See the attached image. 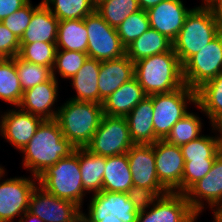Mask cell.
I'll list each match as a JSON object with an SVG mask.
<instances>
[{
    "instance_id": "ffe728a7",
    "label": "cell",
    "mask_w": 222,
    "mask_h": 222,
    "mask_svg": "<svg viewBox=\"0 0 222 222\" xmlns=\"http://www.w3.org/2000/svg\"><path fill=\"white\" fill-rule=\"evenodd\" d=\"M134 77V63L126 55L114 60L101 61L98 77L99 104Z\"/></svg>"
},
{
    "instance_id": "e0dca14e",
    "label": "cell",
    "mask_w": 222,
    "mask_h": 222,
    "mask_svg": "<svg viewBox=\"0 0 222 222\" xmlns=\"http://www.w3.org/2000/svg\"><path fill=\"white\" fill-rule=\"evenodd\" d=\"M187 9L182 0H164L147 10L150 28L166 36L172 42L183 27Z\"/></svg>"
},
{
    "instance_id": "cb8c5ba5",
    "label": "cell",
    "mask_w": 222,
    "mask_h": 222,
    "mask_svg": "<svg viewBox=\"0 0 222 222\" xmlns=\"http://www.w3.org/2000/svg\"><path fill=\"white\" fill-rule=\"evenodd\" d=\"M101 61L87 58L79 71L70 78L76 91L75 97L70 98L79 102L99 103L98 77Z\"/></svg>"
},
{
    "instance_id": "8d00e7d4",
    "label": "cell",
    "mask_w": 222,
    "mask_h": 222,
    "mask_svg": "<svg viewBox=\"0 0 222 222\" xmlns=\"http://www.w3.org/2000/svg\"><path fill=\"white\" fill-rule=\"evenodd\" d=\"M149 28L150 23L147 11L140 9L128 16L116 30L122 44L127 47Z\"/></svg>"
},
{
    "instance_id": "f35d334b",
    "label": "cell",
    "mask_w": 222,
    "mask_h": 222,
    "mask_svg": "<svg viewBox=\"0 0 222 222\" xmlns=\"http://www.w3.org/2000/svg\"><path fill=\"white\" fill-rule=\"evenodd\" d=\"M33 7L30 1L15 11L13 14L5 17L2 23L8 28L17 38L21 39L24 31L27 29L33 12L42 4Z\"/></svg>"
},
{
    "instance_id": "e575fe53",
    "label": "cell",
    "mask_w": 222,
    "mask_h": 222,
    "mask_svg": "<svg viewBox=\"0 0 222 222\" xmlns=\"http://www.w3.org/2000/svg\"><path fill=\"white\" fill-rule=\"evenodd\" d=\"M15 67L23 92L52 77V70L49 67L24 61L19 56L15 57Z\"/></svg>"
},
{
    "instance_id": "f6af8a7d",
    "label": "cell",
    "mask_w": 222,
    "mask_h": 222,
    "mask_svg": "<svg viewBox=\"0 0 222 222\" xmlns=\"http://www.w3.org/2000/svg\"><path fill=\"white\" fill-rule=\"evenodd\" d=\"M137 1H138L139 8L147 11L149 8L156 6L161 1H164V0H137Z\"/></svg>"
},
{
    "instance_id": "52a82bcc",
    "label": "cell",
    "mask_w": 222,
    "mask_h": 222,
    "mask_svg": "<svg viewBox=\"0 0 222 222\" xmlns=\"http://www.w3.org/2000/svg\"><path fill=\"white\" fill-rule=\"evenodd\" d=\"M84 22L88 32L89 58L106 61L126 55V47L122 44L117 30L110 26L96 10L88 14Z\"/></svg>"
},
{
    "instance_id": "7bdbcfd3",
    "label": "cell",
    "mask_w": 222,
    "mask_h": 222,
    "mask_svg": "<svg viewBox=\"0 0 222 222\" xmlns=\"http://www.w3.org/2000/svg\"><path fill=\"white\" fill-rule=\"evenodd\" d=\"M30 0H0V22L26 5Z\"/></svg>"
},
{
    "instance_id": "7c38bea8",
    "label": "cell",
    "mask_w": 222,
    "mask_h": 222,
    "mask_svg": "<svg viewBox=\"0 0 222 222\" xmlns=\"http://www.w3.org/2000/svg\"><path fill=\"white\" fill-rule=\"evenodd\" d=\"M28 211L43 222H81V208L72 201L47 193L42 187L34 189Z\"/></svg>"
},
{
    "instance_id": "9a60e30c",
    "label": "cell",
    "mask_w": 222,
    "mask_h": 222,
    "mask_svg": "<svg viewBox=\"0 0 222 222\" xmlns=\"http://www.w3.org/2000/svg\"><path fill=\"white\" fill-rule=\"evenodd\" d=\"M192 210L199 216L204 209L203 199L214 211L222 209V152L215 158L211 170L185 193Z\"/></svg>"
},
{
    "instance_id": "83f0119b",
    "label": "cell",
    "mask_w": 222,
    "mask_h": 222,
    "mask_svg": "<svg viewBox=\"0 0 222 222\" xmlns=\"http://www.w3.org/2000/svg\"><path fill=\"white\" fill-rule=\"evenodd\" d=\"M56 46L57 50L87 53L88 32L84 19L59 21Z\"/></svg>"
},
{
    "instance_id": "44dd1931",
    "label": "cell",
    "mask_w": 222,
    "mask_h": 222,
    "mask_svg": "<svg viewBox=\"0 0 222 222\" xmlns=\"http://www.w3.org/2000/svg\"><path fill=\"white\" fill-rule=\"evenodd\" d=\"M147 95L134 77L123 83L102 103L103 113L108 116L126 117Z\"/></svg>"
},
{
    "instance_id": "9c48e42d",
    "label": "cell",
    "mask_w": 222,
    "mask_h": 222,
    "mask_svg": "<svg viewBox=\"0 0 222 222\" xmlns=\"http://www.w3.org/2000/svg\"><path fill=\"white\" fill-rule=\"evenodd\" d=\"M133 145L126 118L104 114L86 148L94 154L111 157L127 153Z\"/></svg>"
},
{
    "instance_id": "d4e9b609",
    "label": "cell",
    "mask_w": 222,
    "mask_h": 222,
    "mask_svg": "<svg viewBox=\"0 0 222 222\" xmlns=\"http://www.w3.org/2000/svg\"><path fill=\"white\" fill-rule=\"evenodd\" d=\"M173 48V42L158 31L149 28L126 47V56L133 62L156 54L165 53Z\"/></svg>"
},
{
    "instance_id": "681fc988",
    "label": "cell",
    "mask_w": 222,
    "mask_h": 222,
    "mask_svg": "<svg viewBox=\"0 0 222 222\" xmlns=\"http://www.w3.org/2000/svg\"><path fill=\"white\" fill-rule=\"evenodd\" d=\"M102 1L104 0H93L94 6L96 7Z\"/></svg>"
},
{
    "instance_id": "ac0fdd59",
    "label": "cell",
    "mask_w": 222,
    "mask_h": 222,
    "mask_svg": "<svg viewBox=\"0 0 222 222\" xmlns=\"http://www.w3.org/2000/svg\"><path fill=\"white\" fill-rule=\"evenodd\" d=\"M133 185L151 189H166L157 177L154 143L134 144L127 152Z\"/></svg>"
},
{
    "instance_id": "74e56055",
    "label": "cell",
    "mask_w": 222,
    "mask_h": 222,
    "mask_svg": "<svg viewBox=\"0 0 222 222\" xmlns=\"http://www.w3.org/2000/svg\"><path fill=\"white\" fill-rule=\"evenodd\" d=\"M88 54L79 51L57 50L55 64L52 69V76L56 78V73L62 78H72L87 60ZM57 69V71H55Z\"/></svg>"
},
{
    "instance_id": "30bf717a",
    "label": "cell",
    "mask_w": 222,
    "mask_h": 222,
    "mask_svg": "<svg viewBox=\"0 0 222 222\" xmlns=\"http://www.w3.org/2000/svg\"><path fill=\"white\" fill-rule=\"evenodd\" d=\"M88 212L81 222H136L138 214L127 193L106 190L92 195Z\"/></svg>"
},
{
    "instance_id": "7dc6e473",
    "label": "cell",
    "mask_w": 222,
    "mask_h": 222,
    "mask_svg": "<svg viewBox=\"0 0 222 222\" xmlns=\"http://www.w3.org/2000/svg\"><path fill=\"white\" fill-rule=\"evenodd\" d=\"M213 130H217L219 132V137L222 145V114L212 123Z\"/></svg>"
},
{
    "instance_id": "ba28073f",
    "label": "cell",
    "mask_w": 222,
    "mask_h": 222,
    "mask_svg": "<svg viewBox=\"0 0 222 222\" xmlns=\"http://www.w3.org/2000/svg\"><path fill=\"white\" fill-rule=\"evenodd\" d=\"M222 72V31L182 65L185 85L197 90Z\"/></svg>"
},
{
    "instance_id": "f1b7e54d",
    "label": "cell",
    "mask_w": 222,
    "mask_h": 222,
    "mask_svg": "<svg viewBox=\"0 0 222 222\" xmlns=\"http://www.w3.org/2000/svg\"><path fill=\"white\" fill-rule=\"evenodd\" d=\"M196 105L211 124L222 114V72L196 90Z\"/></svg>"
},
{
    "instance_id": "b9f144b4",
    "label": "cell",
    "mask_w": 222,
    "mask_h": 222,
    "mask_svg": "<svg viewBox=\"0 0 222 222\" xmlns=\"http://www.w3.org/2000/svg\"><path fill=\"white\" fill-rule=\"evenodd\" d=\"M20 39L0 22V58H13L19 55Z\"/></svg>"
},
{
    "instance_id": "8992f818",
    "label": "cell",
    "mask_w": 222,
    "mask_h": 222,
    "mask_svg": "<svg viewBox=\"0 0 222 222\" xmlns=\"http://www.w3.org/2000/svg\"><path fill=\"white\" fill-rule=\"evenodd\" d=\"M153 101V128L155 142L165 140L173 125L185 115L187 104L196 105V91L187 85L167 93L149 95Z\"/></svg>"
},
{
    "instance_id": "5bb4252c",
    "label": "cell",
    "mask_w": 222,
    "mask_h": 222,
    "mask_svg": "<svg viewBox=\"0 0 222 222\" xmlns=\"http://www.w3.org/2000/svg\"><path fill=\"white\" fill-rule=\"evenodd\" d=\"M137 214L136 222H195L198 215L182 193L168 192Z\"/></svg>"
},
{
    "instance_id": "d590c367",
    "label": "cell",
    "mask_w": 222,
    "mask_h": 222,
    "mask_svg": "<svg viewBox=\"0 0 222 222\" xmlns=\"http://www.w3.org/2000/svg\"><path fill=\"white\" fill-rule=\"evenodd\" d=\"M56 51V43L33 42L30 44H20L18 56L24 61L44 65L52 70L55 64Z\"/></svg>"
},
{
    "instance_id": "6da1fadb",
    "label": "cell",
    "mask_w": 222,
    "mask_h": 222,
    "mask_svg": "<svg viewBox=\"0 0 222 222\" xmlns=\"http://www.w3.org/2000/svg\"><path fill=\"white\" fill-rule=\"evenodd\" d=\"M76 147L67 140L56 119H44L36 133L21 151L24 154L23 166L38 180L48 167L60 159L69 157Z\"/></svg>"
},
{
    "instance_id": "1f68e13d",
    "label": "cell",
    "mask_w": 222,
    "mask_h": 222,
    "mask_svg": "<svg viewBox=\"0 0 222 222\" xmlns=\"http://www.w3.org/2000/svg\"><path fill=\"white\" fill-rule=\"evenodd\" d=\"M42 2L59 21L84 19L95 10L93 0H42Z\"/></svg>"
},
{
    "instance_id": "7402d4cb",
    "label": "cell",
    "mask_w": 222,
    "mask_h": 222,
    "mask_svg": "<svg viewBox=\"0 0 222 222\" xmlns=\"http://www.w3.org/2000/svg\"><path fill=\"white\" fill-rule=\"evenodd\" d=\"M125 118L134 144L155 143L153 101L149 95L139 102Z\"/></svg>"
},
{
    "instance_id": "836d02e7",
    "label": "cell",
    "mask_w": 222,
    "mask_h": 222,
    "mask_svg": "<svg viewBox=\"0 0 222 222\" xmlns=\"http://www.w3.org/2000/svg\"><path fill=\"white\" fill-rule=\"evenodd\" d=\"M202 130V123L194 113H188L182 119L178 120L172 127L171 132L166 137L168 143L181 147L191 140L197 139Z\"/></svg>"
},
{
    "instance_id": "603a6c76",
    "label": "cell",
    "mask_w": 222,
    "mask_h": 222,
    "mask_svg": "<svg viewBox=\"0 0 222 222\" xmlns=\"http://www.w3.org/2000/svg\"><path fill=\"white\" fill-rule=\"evenodd\" d=\"M59 20L43 3L33 12L20 44L33 42L56 43Z\"/></svg>"
},
{
    "instance_id": "4316f807",
    "label": "cell",
    "mask_w": 222,
    "mask_h": 222,
    "mask_svg": "<svg viewBox=\"0 0 222 222\" xmlns=\"http://www.w3.org/2000/svg\"><path fill=\"white\" fill-rule=\"evenodd\" d=\"M79 165L84 191L99 193L103 190V175L106 157L90 152L86 147L79 148Z\"/></svg>"
},
{
    "instance_id": "d6a6232c",
    "label": "cell",
    "mask_w": 222,
    "mask_h": 222,
    "mask_svg": "<svg viewBox=\"0 0 222 222\" xmlns=\"http://www.w3.org/2000/svg\"><path fill=\"white\" fill-rule=\"evenodd\" d=\"M95 10L116 29L128 16L140 8L137 0H104L95 7Z\"/></svg>"
},
{
    "instance_id": "4dcf8cb0",
    "label": "cell",
    "mask_w": 222,
    "mask_h": 222,
    "mask_svg": "<svg viewBox=\"0 0 222 222\" xmlns=\"http://www.w3.org/2000/svg\"><path fill=\"white\" fill-rule=\"evenodd\" d=\"M184 161L193 160H215L222 152L219 136H199L189 143L181 146Z\"/></svg>"
},
{
    "instance_id": "60d3db41",
    "label": "cell",
    "mask_w": 222,
    "mask_h": 222,
    "mask_svg": "<svg viewBox=\"0 0 222 222\" xmlns=\"http://www.w3.org/2000/svg\"><path fill=\"white\" fill-rule=\"evenodd\" d=\"M215 160H193L184 161V172L182 176V194H184L193 184L211 170Z\"/></svg>"
},
{
    "instance_id": "ee69618b",
    "label": "cell",
    "mask_w": 222,
    "mask_h": 222,
    "mask_svg": "<svg viewBox=\"0 0 222 222\" xmlns=\"http://www.w3.org/2000/svg\"><path fill=\"white\" fill-rule=\"evenodd\" d=\"M205 5L210 9L222 31V0H208Z\"/></svg>"
},
{
    "instance_id": "7a4b0ae2",
    "label": "cell",
    "mask_w": 222,
    "mask_h": 222,
    "mask_svg": "<svg viewBox=\"0 0 222 222\" xmlns=\"http://www.w3.org/2000/svg\"><path fill=\"white\" fill-rule=\"evenodd\" d=\"M134 72L146 95L171 92L185 85L182 65L173 48L138 60Z\"/></svg>"
},
{
    "instance_id": "2e32d148",
    "label": "cell",
    "mask_w": 222,
    "mask_h": 222,
    "mask_svg": "<svg viewBox=\"0 0 222 222\" xmlns=\"http://www.w3.org/2000/svg\"><path fill=\"white\" fill-rule=\"evenodd\" d=\"M0 134L12 146L22 151L34 136L43 118L15 108L1 115Z\"/></svg>"
},
{
    "instance_id": "5b68a950",
    "label": "cell",
    "mask_w": 222,
    "mask_h": 222,
    "mask_svg": "<svg viewBox=\"0 0 222 222\" xmlns=\"http://www.w3.org/2000/svg\"><path fill=\"white\" fill-rule=\"evenodd\" d=\"M38 178V185L47 193L72 201L82 207L85 191L79 165V148L66 158L48 167Z\"/></svg>"
},
{
    "instance_id": "f907efd6",
    "label": "cell",
    "mask_w": 222,
    "mask_h": 222,
    "mask_svg": "<svg viewBox=\"0 0 222 222\" xmlns=\"http://www.w3.org/2000/svg\"><path fill=\"white\" fill-rule=\"evenodd\" d=\"M4 169L2 168V166H0V173L3 171Z\"/></svg>"
},
{
    "instance_id": "c3c4849f",
    "label": "cell",
    "mask_w": 222,
    "mask_h": 222,
    "mask_svg": "<svg viewBox=\"0 0 222 222\" xmlns=\"http://www.w3.org/2000/svg\"><path fill=\"white\" fill-rule=\"evenodd\" d=\"M214 222H222V209L213 211Z\"/></svg>"
},
{
    "instance_id": "8fae6325",
    "label": "cell",
    "mask_w": 222,
    "mask_h": 222,
    "mask_svg": "<svg viewBox=\"0 0 222 222\" xmlns=\"http://www.w3.org/2000/svg\"><path fill=\"white\" fill-rule=\"evenodd\" d=\"M5 170L0 173V181ZM36 180L15 177L0 182V222H13L29 209L31 195L37 187Z\"/></svg>"
},
{
    "instance_id": "f546056e",
    "label": "cell",
    "mask_w": 222,
    "mask_h": 222,
    "mask_svg": "<svg viewBox=\"0 0 222 222\" xmlns=\"http://www.w3.org/2000/svg\"><path fill=\"white\" fill-rule=\"evenodd\" d=\"M22 96L23 90L15 67V57L0 58V99L18 107Z\"/></svg>"
},
{
    "instance_id": "ab89813d",
    "label": "cell",
    "mask_w": 222,
    "mask_h": 222,
    "mask_svg": "<svg viewBox=\"0 0 222 222\" xmlns=\"http://www.w3.org/2000/svg\"><path fill=\"white\" fill-rule=\"evenodd\" d=\"M167 189H151L133 185L127 192L129 200L133 203L137 212L150 209L151 205L160 198V196L167 194Z\"/></svg>"
},
{
    "instance_id": "4fadbf2b",
    "label": "cell",
    "mask_w": 222,
    "mask_h": 222,
    "mask_svg": "<svg viewBox=\"0 0 222 222\" xmlns=\"http://www.w3.org/2000/svg\"><path fill=\"white\" fill-rule=\"evenodd\" d=\"M156 172L159 182L169 191L182 193L184 158L181 147L157 140L154 143Z\"/></svg>"
},
{
    "instance_id": "277c9868",
    "label": "cell",
    "mask_w": 222,
    "mask_h": 222,
    "mask_svg": "<svg viewBox=\"0 0 222 222\" xmlns=\"http://www.w3.org/2000/svg\"><path fill=\"white\" fill-rule=\"evenodd\" d=\"M221 32L210 9L203 4L192 8L173 41V50L183 65Z\"/></svg>"
},
{
    "instance_id": "3957f363",
    "label": "cell",
    "mask_w": 222,
    "mask_h": 222,
    "mask_svg": "<svg viewBox=\"0 0 222 222\" xmlns=\"http://www.w3.org/2000/svg\"><path fill=\"white\" fill-rule=\"evenodd\" d=\"M102 104L69 99L58 109L56 120L63 136L76 148L86 147L103 117Z\"/></svg>"
},
{
    "instance_id": "484cf974",
    "label": "cell",
    "mask_w": 222,
    "mask_h": 222,
    "mask_svg": "<svg viewBox=\"0 0 222 222\" xmlns=\"http://www.w3.org/2000/svg\"><path fill=\"white\" fill-rule=\"evenodd\" d=\"M132 186V174L129 168L127 153L106 157L103 190L127 193Z\"/></svg>"
},
{
    "instance_id": "bcb514c9",
    "label": "cell",
    "mask_w": 222,
    "mask_h": 222,
    "mask_svg": "<svg viewBox=\"0 0 222 222\" xmlns=\"http://www.w3.org/2000/svg\"><path fill=\"white\" fill-rule=\"evenodd\" d=\"M43 222V220L41 218H39L36 215H33L32 213H30L29 211H26L22 218H20L19 222Z\"/></svg>"
},
{
    "instance_id": "d6986e66",
    "label": "cell",
    "mask_w": 222,
    "mask_h": 222,
    "mask_svg": "<svg viewBox=\"0 0 222 222\" xmlns=\"http://www.w3.org/2000/svg\"><path fill=\"white\" fill-rule=\"evenodd\" d=\"M56 97H58V80L52 76L48 81L24 91L18 107L43 119H56L58 110H52Z\"/></svg>"
}]
</instances>
